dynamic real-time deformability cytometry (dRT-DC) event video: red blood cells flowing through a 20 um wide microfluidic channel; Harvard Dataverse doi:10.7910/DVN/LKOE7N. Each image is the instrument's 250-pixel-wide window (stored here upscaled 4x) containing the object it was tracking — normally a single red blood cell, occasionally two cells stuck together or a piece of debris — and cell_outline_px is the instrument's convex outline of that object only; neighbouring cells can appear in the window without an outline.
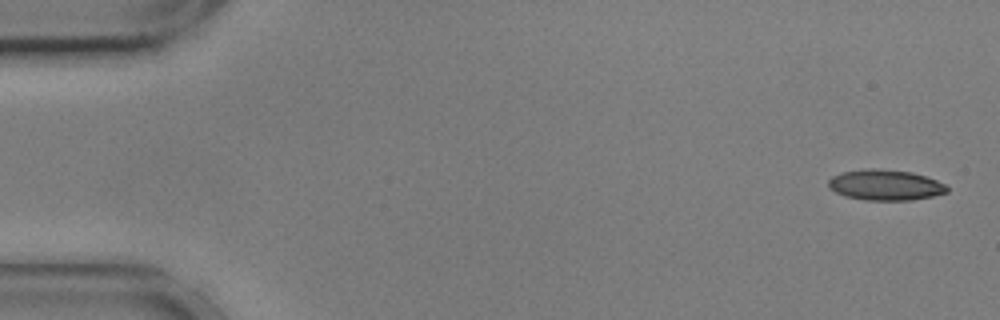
{"species": "common noctule bat (a hibernating species)", "species_latin": "Nyctalus noctula", "temperature_condition": "cold", "stored_images_in_passage": 12, "camera_frame_rate_fps": 3000, "um_per_image_px": 0.085, "animal": {"sex": "male", "body_mass_g": 17.9, "forearm_length_mm": 54.2}, "frame": {"image": 1, "passage_image": 1, "time_ms": 0.0, "image_size_px": [1000, 320], "cell_outline_px": [[948, 192], [932, 196], [908, 200], [864, 200], [844, 196], [828, 188], [828, 180], [832, 176], [840, 172], [872, 168], [880, 168], [912, 172], [936, 180], [944, 184], [948, 188]], "centroid_in_image_um": [75.21, 15.72], "position_along_channel_um": 9.8, "area_um2": 21.21}}